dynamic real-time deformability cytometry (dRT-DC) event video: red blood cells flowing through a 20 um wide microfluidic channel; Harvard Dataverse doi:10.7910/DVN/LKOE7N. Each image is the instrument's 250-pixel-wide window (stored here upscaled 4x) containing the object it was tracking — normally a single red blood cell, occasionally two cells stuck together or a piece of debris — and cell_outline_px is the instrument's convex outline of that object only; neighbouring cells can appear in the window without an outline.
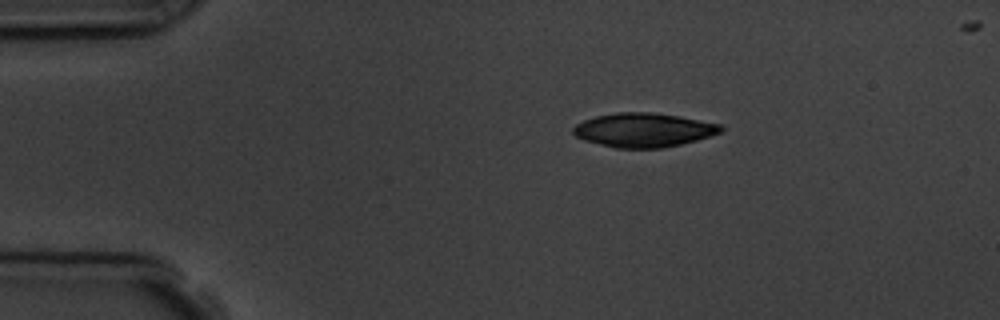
{"species": "common noctule bat (a hibernating species)", "species_latin": "Nyctalus noctula", "temperature_condition": "room temperature", "stored_images_in_passage": 6, "camera_frame_rate_fps": 3000, "um_per_image_px": 0.085, "animal": {"sex": "male", "body_mass_g": 19.5, "forearm_length_mm": 54.6}, "frame": {"image": 1, "passage_image": 1, "time_ms": 0.0, "image_size_px": [1000, 320], "cell_outline_px": [[724, 128], [720, 132], [696, 140], [680, 144], [660, 148], [616, 148], [584, 140], [576, 136], [572, 132], [572, 128], [576, 124], [584, 120], [596, 116], [616, 112], [648, 112], [680, 116], [724, 124]], "centroid_in_image_um": [54.71, 11.04], "position_along_channel_um": 30.3, "area_um2": 29.25}}